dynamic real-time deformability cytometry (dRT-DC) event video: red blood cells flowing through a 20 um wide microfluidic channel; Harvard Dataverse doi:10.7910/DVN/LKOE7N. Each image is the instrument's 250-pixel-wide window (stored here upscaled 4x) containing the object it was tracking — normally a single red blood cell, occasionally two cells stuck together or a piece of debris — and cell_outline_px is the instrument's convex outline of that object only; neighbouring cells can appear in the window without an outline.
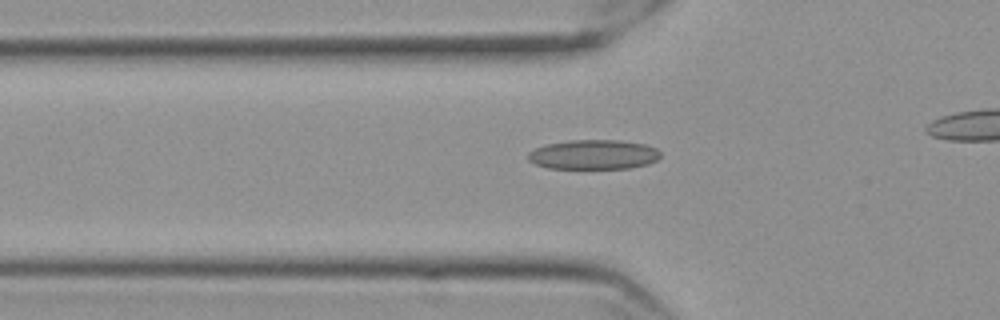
{"species": "Egyptian fruit bat (a non-hibernating species)", "species_latin": "Rousettus aegyptiacus", "temperature_condition": "cold", "stored_images_in_passage": 33, "camera_frame_rate_fps": 3000, "um_per_image_px": 0.085, "frame": {"image": 1, "passage_image": 2, "time_ms": 0.333, "image_size_px": [1000, 320], "cell_outline_px": [[660, 156], [656, 160], [648, 164], [628, 168], [548, 168], [536, 164], [528, 160], [528, 152], [544, 144], [568, 140], [620, 140], [644, 144], [656, 148], [660, 152]], "centroid_in_image_um": [50.44, 13.13], "position_along_channel_um": 75.4, "area_um2": 22.83}}
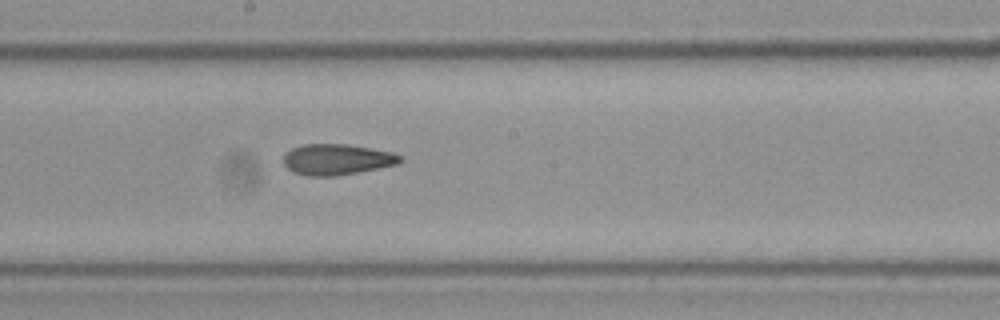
{"frame": {"image": 2, "passage_image": 14, "time_ms": 4.333, "image_size_px": [1000, 320], "cell_outline_px": [[404, 160], [396, 164], [336, 176], [304, 176], [292, 172], [284, 164], [284, 156], [292, 148], [304, 144], [348, 144], [392, 152], [400, 156]], "centroid_in_image_um": [28.6, 13.55], "position_along_channel_um": 219.6, "area_um2": 20.81}}
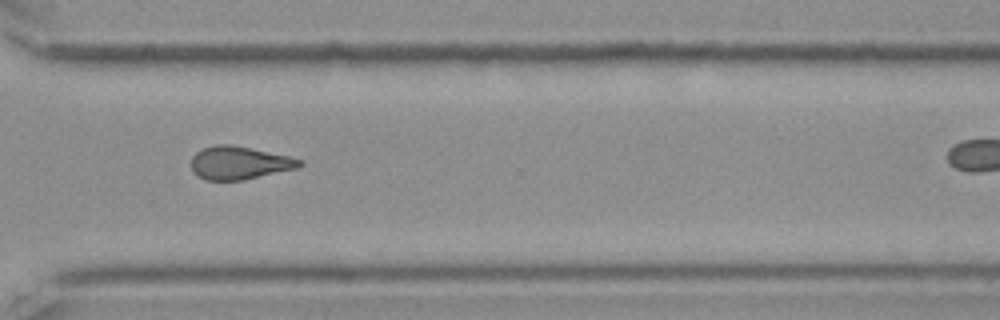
{"frame": {"image": 3, "passage_image": 25, "time_ms": 8.0, "image_size_px": [1000, 320], "cell_outline_px": [[304, 164], [296, 168], [244, 180], [204, 180], [196, 176], [192, 172], [192, 156], [196, 152], [204, 148], [216, 144], [232, 144], [292, 156], [304, 160]], "centroid_in_image_um": [20.36, 13.84], "position_along_channel_um": 350.2, "area_um2": 21.15}, "authors_computed_cell_mechanics": {"area_um2": 20.808, "velocity_mm_per_s": 3.574, "shape_relaxation_time_tau1_ms": null, "shape_relaxation_time_tau2_ms": 3.6354, "deformation_change_tau1": null, "deformation_change_tau2": 0.1152}}